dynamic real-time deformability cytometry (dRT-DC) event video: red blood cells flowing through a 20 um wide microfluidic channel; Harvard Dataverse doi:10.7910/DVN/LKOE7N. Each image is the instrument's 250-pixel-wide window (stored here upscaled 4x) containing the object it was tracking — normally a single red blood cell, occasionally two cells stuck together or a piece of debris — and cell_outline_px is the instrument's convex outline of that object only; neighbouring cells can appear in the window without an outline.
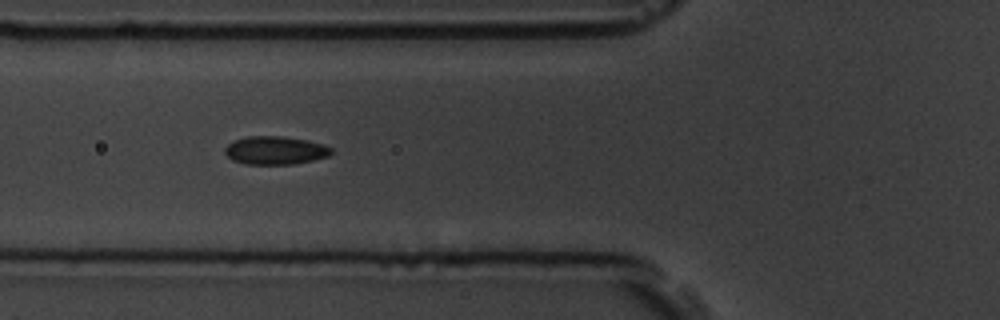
{"species": "common noctule bat (a hibernating species)", "species_latin": "Nyctalus noctula", "temperature_condition": "room temperature", "stored_images_in_passage": 8, "camera_frame_rate_fps": 3000, "um_per_image_px": 0.085, "animal": {"sex": "male", "body_mass_g": 19.5, "forearm_length_mm": 54.6}, "frame": {"image": 1, "passage_image": 3, "time_ms": 2.333, "image_size_px": [1000, 320], "cell_outline_px": [[332, 152], [328, 156], [312, 160], [292, 164], [244, 164], [232, 160], [224, 152], [224, 148], [232, 140], [248, 136], [280, 136], [308, 140], [324, 144], [332, 148]], "centroid_in_image_um": [23.37, 12.77], "position_along_channel_um": 102.4, "area_um2": 17.57}}
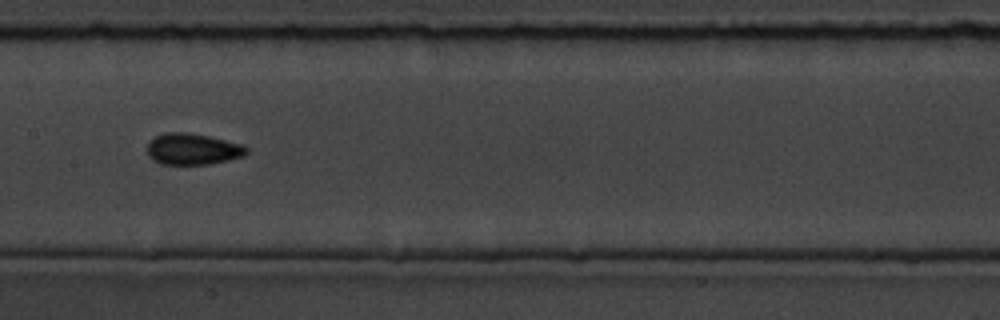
{"frame": {"image": 2, "passage_image": 5, "time_ms": 4.667, "image_size_px": [1000, 320], "cell_outline_px": [[248, 152], [244, 156], [228, 160], [208, 164], [160, 164], [152, 160], [148, 156], [148, 140], [164, 132], [188, 132], [208, 136], [240, 144], [248, 148]], "centroid_in_image_um": [16.34, 12.67], "position_along_channel_um": 191.1, "area_um2": 18.15}}
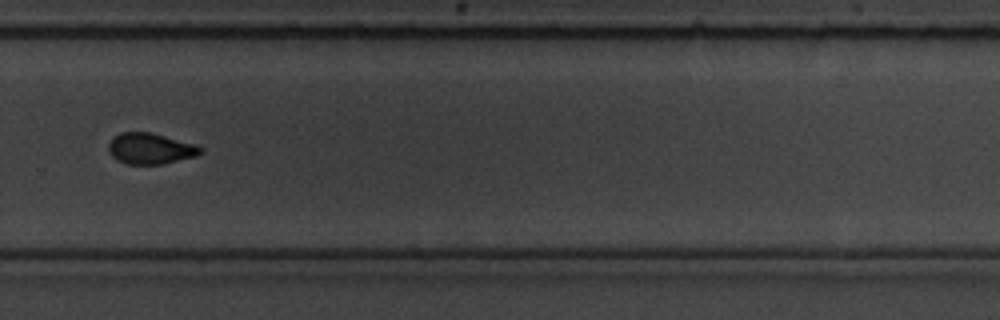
{"frame": {"image": 3, "passage_image": 8, "time_ms": 8.0, "image_size_px": [1000, 320], "cell_outline_px": [[204, 152], [196, 156], [160, 164], [124, 164], [116, 160], [108, 152], [108, 144], [120, 132], [152, 132], [196, 144], [204, 148]], "centroid_in_image_um": [12.8, 12.63], "position_along_channel_um": 317.0, "area_um2": 16.76}}